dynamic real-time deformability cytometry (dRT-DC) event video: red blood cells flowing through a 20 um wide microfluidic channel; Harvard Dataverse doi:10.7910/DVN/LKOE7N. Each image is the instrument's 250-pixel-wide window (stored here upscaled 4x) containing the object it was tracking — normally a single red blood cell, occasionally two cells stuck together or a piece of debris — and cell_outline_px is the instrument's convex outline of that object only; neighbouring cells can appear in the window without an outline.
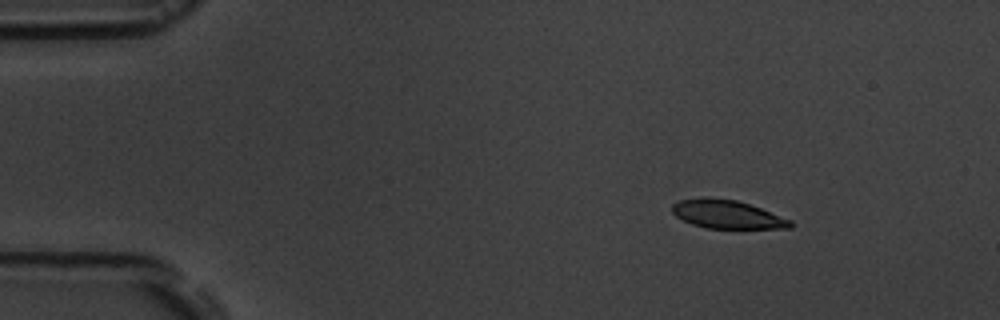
{"species": "common noctule bat (a hibernating species)", "species_latin": "Nyctalus noctula", "temperature_condition": "room temperature", "stored_images_in_passage": 6, "camera_frame_rate_fps": 3000, "um_per_image_px": 0.085, "animal": {"sex": "male", "body_mass_g": 19.5, "forearm_length_mm": 54.6}, "frame": {"image": 1, "passage_image": 2, "time_ms": 1.0, "image_size_px": [1000, 320], "cell_outline_px": [[792, 228], [708, 228], [692, 224], [676, 216], [672, 212], [672, 204], [680, 200], [704, 196], [736, 200], [760, 208], [792, 220]], "centroid_in_image_um": [61.78, 18.21], "position_along_channel_um": 23.2, "area_um2": 19.48}}
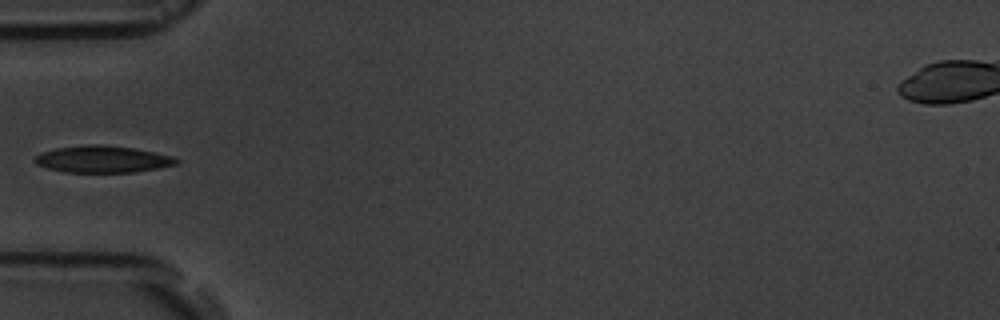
{"frame": {"image": 2, "passage_image": 5, "time_ms": 4.667, "image_size_px": [1000, 320], "cell_outline_px": [[180, 160], [176, 164], [160, 168], [132, 172], [64, 172], [48, 168], [36, 164], [32, 160], [40, 152], [56, 148], [88, 144], [104, 144], [132, 148], [172, 156]], "centroid_in_image_um": [8.68, 13.53], "position_along_channel_um": 76.3, "area_um2": 22.14}}
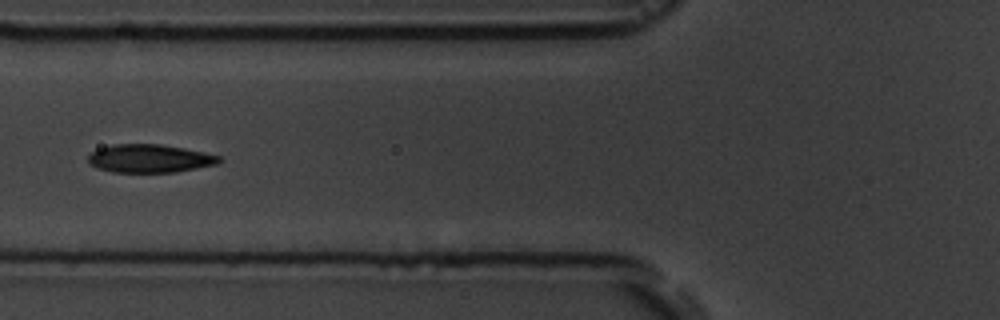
{"frame": {"image": 3, "passage_image": 6, "time_ms": 5.667, "image_size_px": [1000, 320], "cell_outline_px": [[224, 160], [216, 164], [176, 172], [112, 172], [96, 168], [88, 164], [88, 156], [92, 152], [100, 148], [112, 144], [160, 144], [184, 148], [204, 152], [220, 156]], "centroid_in_image_um": [12.71, 13.47], "position_along_channel_um": 113.1, "area_um2": 21.62}}